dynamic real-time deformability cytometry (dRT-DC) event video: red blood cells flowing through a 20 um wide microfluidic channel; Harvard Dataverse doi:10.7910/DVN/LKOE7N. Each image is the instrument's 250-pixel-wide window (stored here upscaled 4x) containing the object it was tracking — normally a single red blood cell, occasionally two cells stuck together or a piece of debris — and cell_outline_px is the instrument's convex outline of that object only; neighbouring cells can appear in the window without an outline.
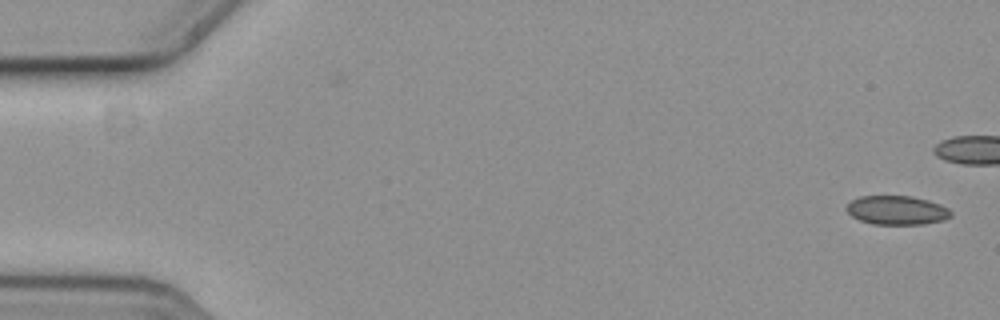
{"species": "common noctule bat (a hibernating species)", "species_latin": "Nyctalus noctula", "temperature_condition": "cold", "stored_images_in_passage": 2, "camera_frame_rate_fps": 3000, "um_per_image_px": 0.085, "animal": {"sex": "female", "body_mass_g": 19.3, "forearm_length_mm": 54.1}, "frame": {"image": 1, "passage_image": 2, "time_ms": 0.333, "image_size_px": [1000, 320], "cell_outline_px": [[952, 216], [944, 220], [920, 224], [872, 224], [860, 220], [852, 216], [844, 208], [852, 200], [860, 196], [912, 196], [928, 200], [940, 204], [948, 208], [952, 212]], "centroid_in_image_um": [76.24, 17.86], "position_along_channel_um": 8.8, "area_um2": 17.63}}